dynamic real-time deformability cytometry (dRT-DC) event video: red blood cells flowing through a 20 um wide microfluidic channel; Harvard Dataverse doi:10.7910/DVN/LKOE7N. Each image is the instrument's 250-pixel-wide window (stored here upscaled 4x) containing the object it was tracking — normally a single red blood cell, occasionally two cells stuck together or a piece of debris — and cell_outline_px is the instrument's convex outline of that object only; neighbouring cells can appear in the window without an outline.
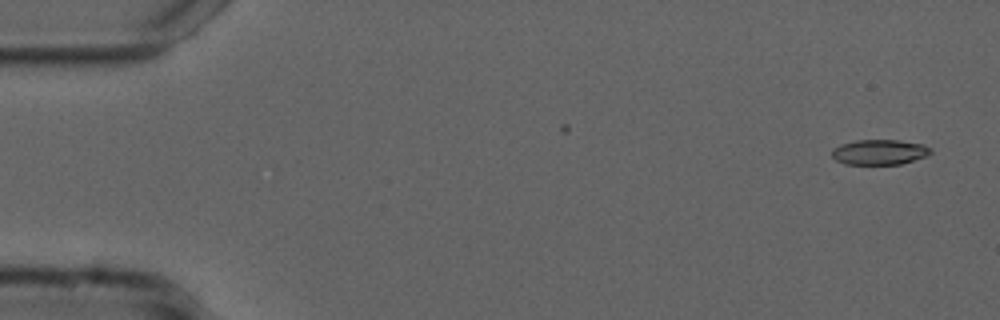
{"species": "common noctule bat (a hibernating species)", "species_latin": "Nyctalus noctula", "temperature_condition": "cold", "stored_images_in_passage": 53, "camera_frame_rate_fps": 3000, "um_per_image_px": 0.085, "animal": {"sex": "male", "forearm_length_mm": 52.5}, "frame": {"image": 1, "passage_image": 1, "time_ms": 0.0, "image_size_px": [1000, 320], "cell_outline_px": [[932, 152], [928, 156], [900, 164], [844, 164], [836, 160], [832, 156], [832, 148], [840, 144], [856, 140], [900, 140], [924, 144], [932, 148]], "centroid_in_image_um": [74.78, 12.92], "position_along_channel_um": 10.2, "area_um2": 14.68}}
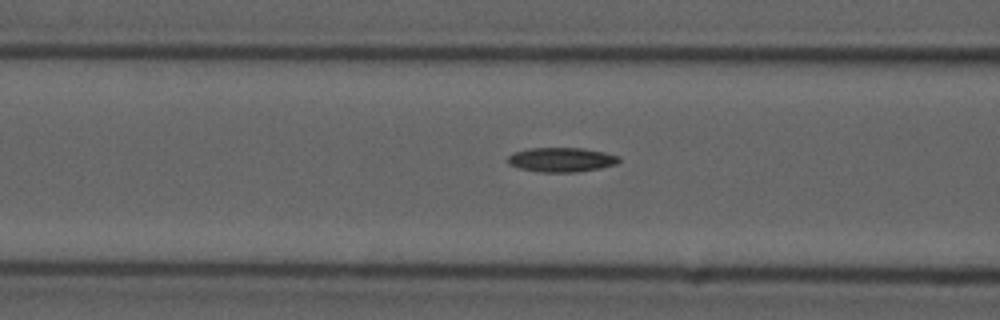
{"frame": {"image": 2, "passage_image": 20, "time_ms": 6.333, "image_size_px": [1000, 320], "cell_outline_px": [[620, 160], [616, 164], [600, 168], [576, 172], [540, 172], [520, 168], [508, 164], [508, 156], [512, 152], [528, 148], [584, 148], [604, 152], [620, 156]], "centroid_in_image_um": [47.71, 13.57], "position_along_channel_um": 118.9, "area_um2": 15.9}}
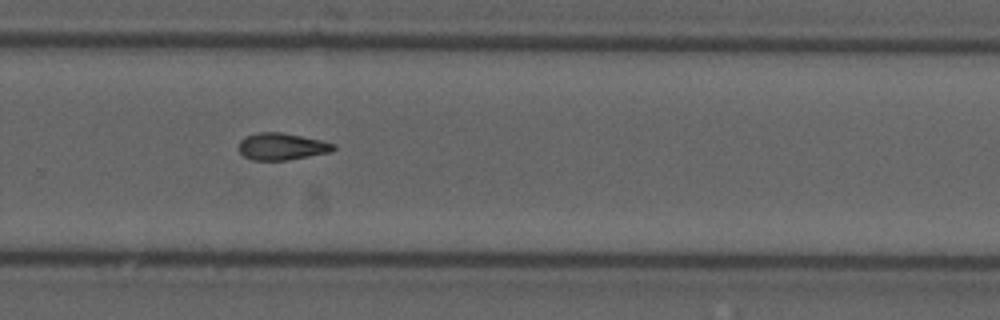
{"frame": {"image": 3, "passage_image": 35, "time_ms": 11.333, "image_size_px": [1000, 320], "cell_outline_px": [[336, 148], [332, 152], [288, 160], [252, 160], [244, 156], [236, 148], [240, 140], [244, 136], [256, 132], [280, 132], [320, 140], [336, 144]], "centroid_in_image_um": [23.92, 12.45], "position_along_channel_um": 305.9, "area_um2": 15.09}}